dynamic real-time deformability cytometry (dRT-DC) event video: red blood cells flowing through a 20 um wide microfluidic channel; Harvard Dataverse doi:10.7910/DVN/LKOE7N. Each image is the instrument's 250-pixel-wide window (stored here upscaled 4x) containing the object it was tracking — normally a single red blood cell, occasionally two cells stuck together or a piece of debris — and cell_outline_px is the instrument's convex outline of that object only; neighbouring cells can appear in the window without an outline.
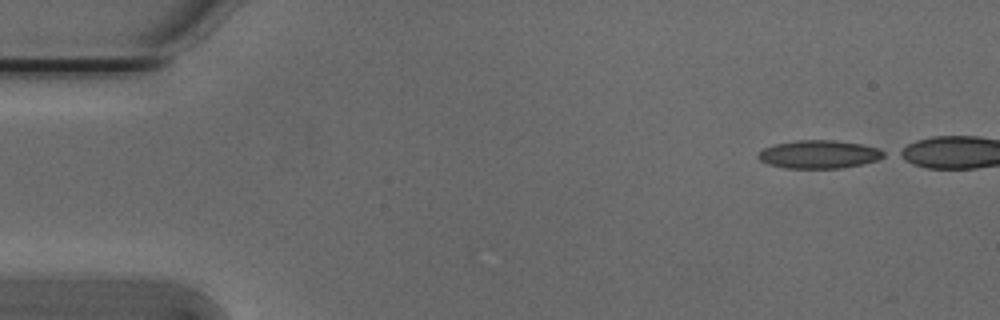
{"species": "Egyptian fruit bat (a non-hibernating species)", "species_latin": "Rousettus aegyptiacus", "temperature_condition": "cold", "stored_images_in_passage": 14, "camera_frame_rate_fps": 3000, "um_per_image_px": 0.085, "animal": {"sex": "male"}, "frame": {"image": 1, "passage_image": 1, "time_ms": 0.0, "image_size_px": [1000, 320], "cell_outline_px": [[888, 152], [884, 156], [876, 160], [864, 164], [840, 168], [784, 168], [768, 164], [760, 160], [756, 156], [764, 148], [776, 144], [796, 140], [836, 140], [860, 144], [880, 148]], "centroid_in_image_um": [69.65, 13.12], "position_along_channel_um": 15.4, "area_um2": 20.69}}